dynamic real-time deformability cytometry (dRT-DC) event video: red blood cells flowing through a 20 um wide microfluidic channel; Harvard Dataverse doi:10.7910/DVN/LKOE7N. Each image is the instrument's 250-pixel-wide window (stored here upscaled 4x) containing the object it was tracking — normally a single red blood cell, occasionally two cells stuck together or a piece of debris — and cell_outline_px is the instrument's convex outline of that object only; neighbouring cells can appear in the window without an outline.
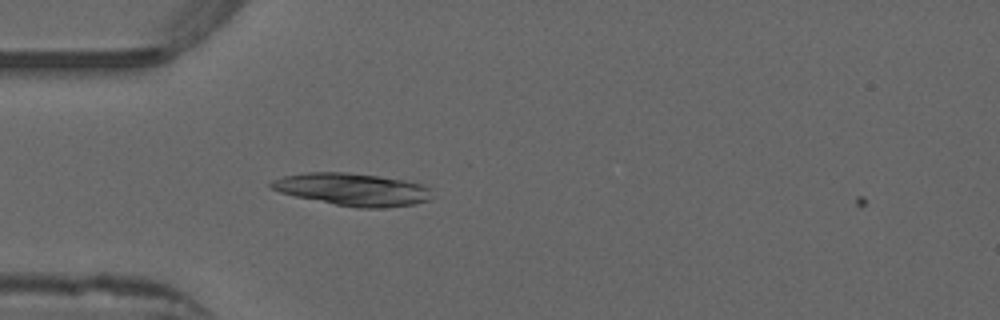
{"species": "common noctule bat (a hibernating species)", "species_latin": "Nyctalus noctula", "temperature_condition": "warm", "stored_images_in_passage": 36, "camera_frame_rate_fps": 3000, "um_per_image_px": 0.085, "animal": {"sex": "male", "forearm_length_mm": 52.5}, "frame": {"image": 1, "passage_image": 2, "time_ms": 0.333, "image_size_px": [1000, 320], "cell_outline_px": [[428, 200], [416, 204], [384, 208], [360, 208], [336, 204], [296, 196], [280, 192], [272, 188], [268, 184], [272, 180], [284, 176], [304, 172], [344, 172], [376, 176], [404, 180], [424, 184], [428, 188]], "centroid_in_image_um": [29.94, 16.1], "position_along_channel_um": 55.1, "area_um2": 30.06}}
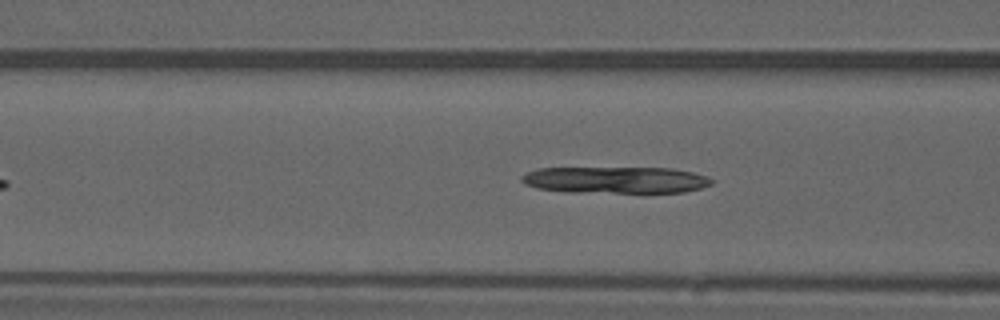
{"frame": {"image": 2, "passage_image": 7, "time_ms": 2.0, "image_size_px": [1000, 320], "cell_outline_px": [[712, 184], [700, 188], [684, 192], [568, 192], [536, 188], [524, 184], [520, 180], [520, 176], [524, 172], [536, 168], [672, 168], [692, 172], [708, 176], [712, 180]], "centroid_in_image_um": [52.26, 15.29], "position_along_channel_um": 114.3, "area_um2": 29.65}}
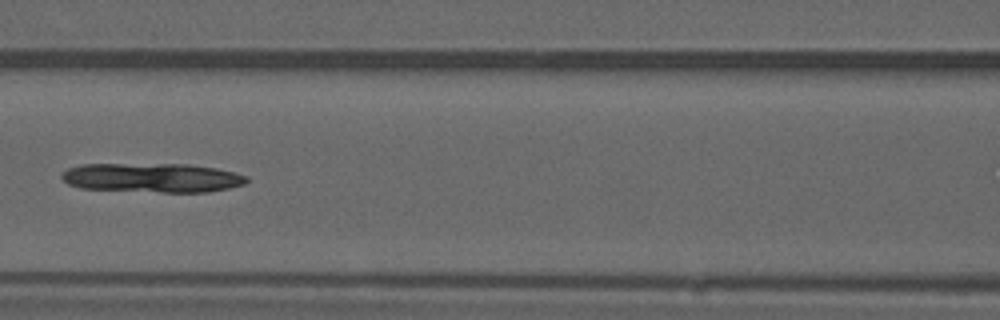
{"frame": {"image": 3, "passage_image": 10, "time_ms": 3.0, "image_size_px": [1000, 320], "cell_outline_px": [[248, 180], [244, 184], [228, 188], [208, 192], [160, 192], [80, 188], [68, 184], [60, 176], [68, 168], [84, 164], [188, 164], [216, 168], [248, 176]], "centroid_in_image_um": [12.94, 15.11], "position_along_channel_um": 153.7, "area_um2": 31.44}}